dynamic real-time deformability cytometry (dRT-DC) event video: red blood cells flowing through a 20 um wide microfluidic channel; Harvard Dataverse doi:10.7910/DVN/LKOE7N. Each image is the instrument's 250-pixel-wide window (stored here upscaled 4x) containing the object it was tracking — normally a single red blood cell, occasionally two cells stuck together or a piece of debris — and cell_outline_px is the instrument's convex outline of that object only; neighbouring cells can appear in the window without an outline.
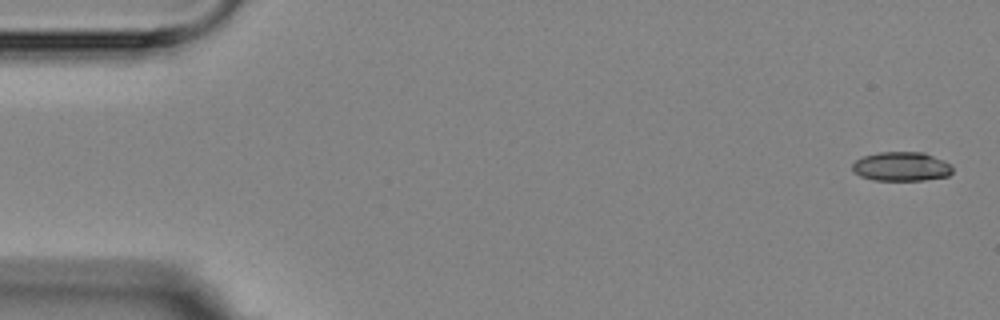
{"species": "Egyptian fruit bat (a non-hibernating species)", "species_latin": "Rousettus aegyptiacus", "temperature_condition": "room temperature", "stored_images_in_passage": 4, "camera_frame_rate_fps": 3000, "um_per_image_px": 0.085, "animal": {"sex": "female"}, "frame": {"image": 1, "passage_image": 1, "time_ms": 0.0, "image_size_px": [1000, 320], "cell_outline_px": [[952, 172], [948, 176], [924, 180], [872, 180], [860, 176], [852, 172], [852, 164], [856, 160], [864, 156], [880, 152], [924, 152], [944, 160], [952, 164]], "centroid_in_image_um": [76.62, 14.15], "position_along_channel_um": 8.4, "area_um2": 17.17}}